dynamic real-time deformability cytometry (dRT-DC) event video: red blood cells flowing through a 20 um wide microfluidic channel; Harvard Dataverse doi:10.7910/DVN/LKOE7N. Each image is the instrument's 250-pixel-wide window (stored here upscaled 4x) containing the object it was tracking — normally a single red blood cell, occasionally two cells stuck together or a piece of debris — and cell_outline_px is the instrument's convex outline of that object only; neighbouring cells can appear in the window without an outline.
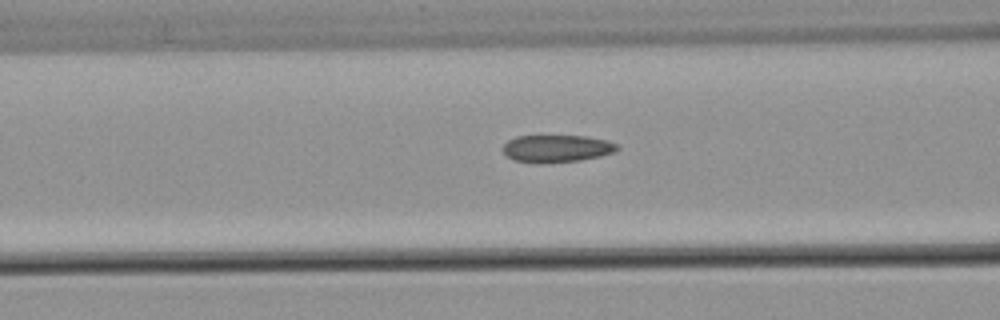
{"species": "common noctule bat (a hibernating species)", "species_latin": "Nyctalus noctula", "temperature_condition": "warm", "stored_images_in_passage": 30, "camera_frame_rate_fps": 3000, "um_per_image_px": 0.085, "animal": {"sex": "male", "body_mass_g": 21.5, "forearm_length_mm": 52.0}, "frame": {"image": 1, "passage_image": 9, "time_ms": 2.667, "image_size_px": [1000, 320], "cell_outline_px": [[620, 148], [616, 152], [600, 156], [580, 160], [540, 164], [512, 160], [500, 148], [508, 140], [516, 136], [588, 136], [608, 140], [616, 144]], "centroid_in_image_um": [47.32, 12.63], "position_along_channel_um": 119.3, "area_um2": 18.5}}